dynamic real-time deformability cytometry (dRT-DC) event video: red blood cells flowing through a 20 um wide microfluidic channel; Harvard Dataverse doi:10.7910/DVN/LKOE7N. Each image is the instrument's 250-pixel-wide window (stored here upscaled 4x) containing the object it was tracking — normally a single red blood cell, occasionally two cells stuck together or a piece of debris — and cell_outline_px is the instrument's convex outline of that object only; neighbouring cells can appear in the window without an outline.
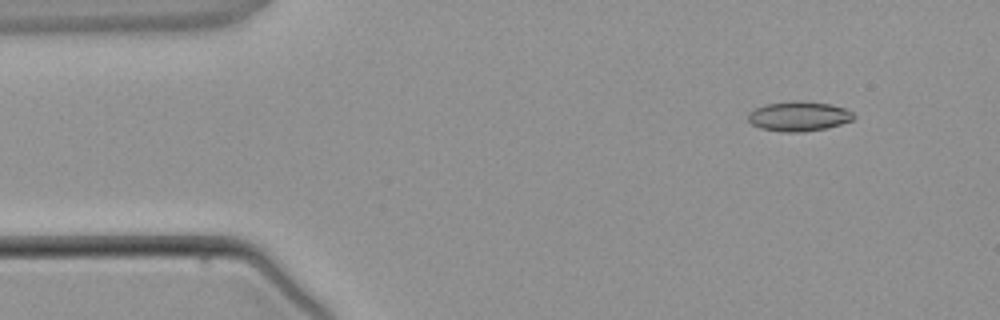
{"species": "common noctule bat (a hibernating species)", "species_latin": "Nyctalus noctula", "temperature_condition": "warm", "stored_images_in_passage": 2, "segment_of_instrument_passage": [2, 2], "camera_frame_rate_fps": 3000, "um_per_image_px": 0.085, "animal": {"sex": "male", "body_mass_g": 21.5, "forearm_length_mm": 52.0}, "frame": {"image": 1, "passage_image": 2, "time_ms": 2.333, "image_size_px": [1000, 320], "cell_outline_px": [[856, 116], [852, 120], [828, 128], [804, 132], [780, 132], [760, 128], [752, 124], [748, 120], [748, 112], [764, 104], [792, 100], [804, 100], [832, 104], [844, 108], [852, 112]], "centroid_in_image_um": [67.89, 9.87], "position_along_channel_um": 17.1, "area_um2": 18.67}}